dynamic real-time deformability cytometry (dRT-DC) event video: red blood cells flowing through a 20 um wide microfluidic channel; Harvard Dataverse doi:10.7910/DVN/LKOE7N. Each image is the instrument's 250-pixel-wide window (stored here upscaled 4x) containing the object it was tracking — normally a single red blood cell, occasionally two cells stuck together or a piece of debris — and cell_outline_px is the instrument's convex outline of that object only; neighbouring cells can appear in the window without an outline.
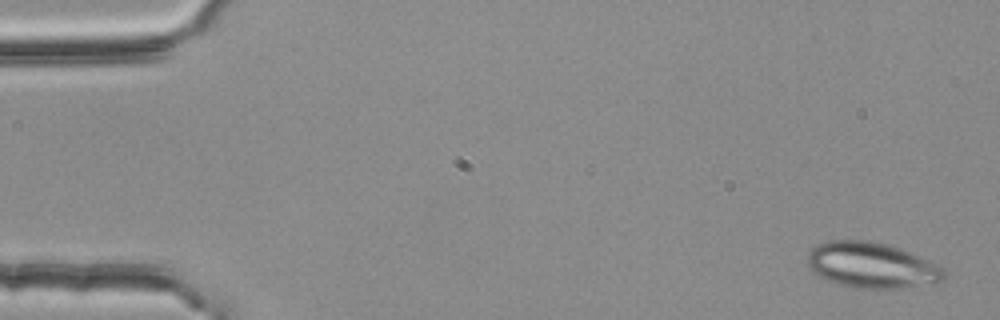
{"species": "common noctule bat (a hibernating species)", "species_latin": "Nyctalus noctula", "temperature_condition": "room temperature", "stored_images_in_passage": 5, "camera_frame_rate_fps": 3000, "um_per_image_px": 0.085, "animal": {"sex": "female", "body_mass_g": 25.1}, "frame": {"image": 1, "passage_image": 1, "time_ms": 0.0, "image_size_px": [1000, 320], "cell_outline_px": [[944, 280], [932, 284], [900, 288], [852, 288], [836, 284], [812, 272], [808, 264], [808, 252], [812, 248], [828, 240], [872, 240], [900, 248], [936, 264], [944, 268]], "centroid_in_image_um": [74.08, 22.55], "position_along_channel_um": 10.9, "area_um2": 36.41}}